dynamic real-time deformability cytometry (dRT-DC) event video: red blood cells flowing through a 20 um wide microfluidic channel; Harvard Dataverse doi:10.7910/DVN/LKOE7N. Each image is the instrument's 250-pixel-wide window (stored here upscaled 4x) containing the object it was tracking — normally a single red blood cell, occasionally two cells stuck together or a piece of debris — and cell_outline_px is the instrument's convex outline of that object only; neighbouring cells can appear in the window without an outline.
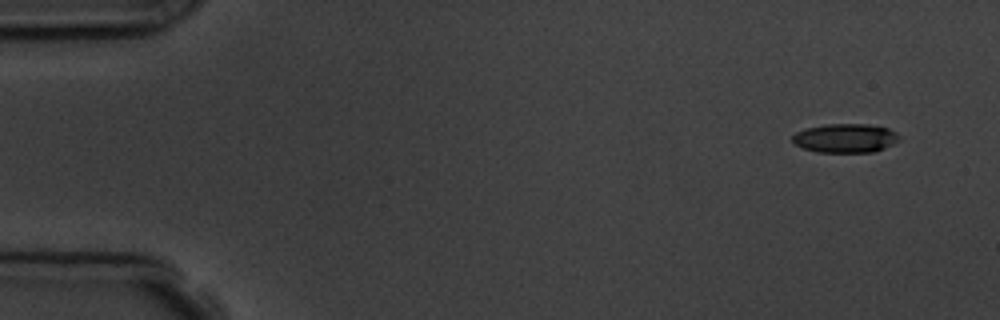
{"species": "common noctule bat (a hibernating species)", "species_latin": "Nyctalus noctula", "temperature_condition": "room temperature", "stored_images_in_passage": 5, "camera_frame_rate_fps": 3000, "um_per_image_px": 0.085, "animal": {"sex": "male", "body_mass_g": 19.5, "forearm_length_mm": 54.6}, "frame": {"image": 1, "passage_image": 1, "time_ms": 0.0, "image_size_px": [1000, 320], "cell_outline_px": [[900, 140], [884, 148], [872, 152], [816, 152], [804, 148], [796, 144], [792, 140], [792, 136], [796, 132], [804, 128], [828, 124], [868, 124], [888, 128], [896, 132], [900, 136]], "centroid_in_image_um": [71.86, 11.74], "position_along_channel_um": 13.1, "area_um2": 18.03}}
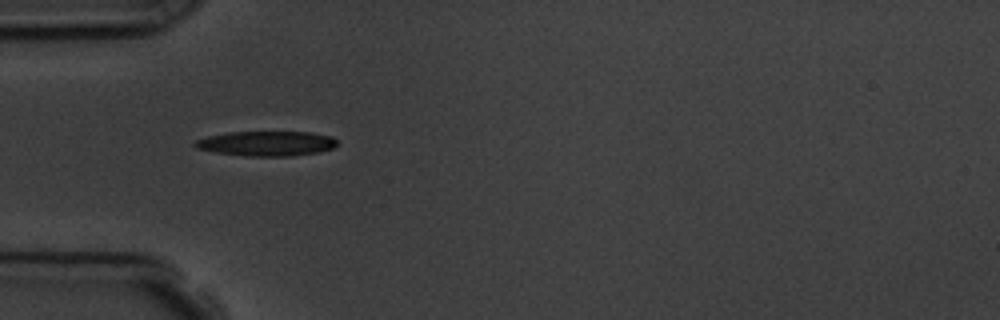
{"frame": {"image": 2, "passage_image": 4, "time_ms": 4.333, "image_size_px": [1000, 320], "cell_outline_px": [[336, 148], [320, 152], [292, 156], [248, 156], [216, 152], [196, 148], [192, 144], [196, 140], [208, 136], [228, 132], [312, 132], [332, 136], [336, 140]], "centroid_in_image_um": [22.7, 12.2], "position_along_channel_um": 62.3, "area_um2": 20.69}}